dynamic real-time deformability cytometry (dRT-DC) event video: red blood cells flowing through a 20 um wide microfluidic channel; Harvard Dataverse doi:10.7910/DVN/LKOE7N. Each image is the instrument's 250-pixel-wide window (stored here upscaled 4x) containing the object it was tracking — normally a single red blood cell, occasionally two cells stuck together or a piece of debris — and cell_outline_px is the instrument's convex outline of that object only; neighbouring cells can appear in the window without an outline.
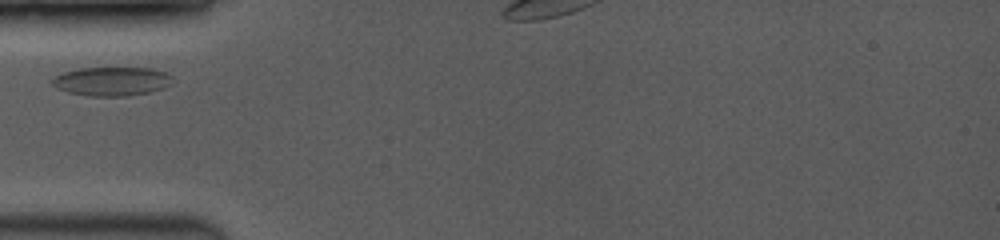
{"species": "common noctule bat (a hibernating species)", "species_latin": "Nyctalus noctula", "temperature_condition": "room temperature", "stored_images_in_passage": 3, "camera_frame_rate_fps": 3500, "um_per_image_px": 0.085, "animal": {"sex": "female", "body_mass_g": 19.0, "forearm_length_mm": 53.3}, "frame": {"image": 1, "passage_image": 1, "time_ms": 0.0, "image_size_px": [1000, 240], "cell_outline_px": [[172, 76], [168, 84], [164, 88], [148, 92], [128, 96], [88, 96], [68, 92], [56, 88], [52, 84], [52, 80], [56, 76], [64, 72], [80, 68], [152, 68], [168, 72]], "centroid_in_image_um": [9.5, 6.91], "position_along_channel_um": 75.5, "area_um2": 20.17}}